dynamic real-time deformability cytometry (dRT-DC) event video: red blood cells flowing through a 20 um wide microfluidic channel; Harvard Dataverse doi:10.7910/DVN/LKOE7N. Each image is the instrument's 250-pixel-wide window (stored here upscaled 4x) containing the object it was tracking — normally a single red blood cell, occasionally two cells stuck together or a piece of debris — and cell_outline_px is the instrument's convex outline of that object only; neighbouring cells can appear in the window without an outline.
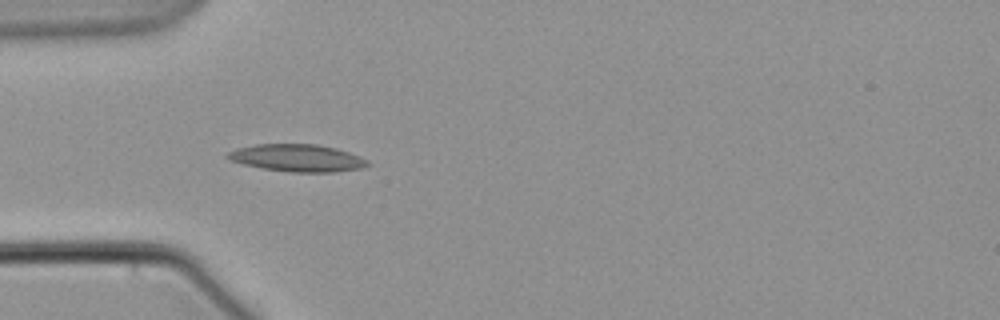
{"species": "common noctule bat (a hibernating species)", "species_latin": "Nyctalus noctula", "temperature_condition": "warm", "stored_images_in_passage": 6, "camera_frame_rate_fps": 3000, "um_per_image_px": 0.085, "animal": {"sex": "male", "body_mass_g": 21.5, "forearm_length_mm": 52.0}, "frame": {"image": 1, "passage_image": 5, "time_ms": 5.667, "image_size_px": [1000, 320], "cell_outline_px": [[372, 164], [364, 168], [336, 172], [288, 172], [264, 168], [244, 164], [228, 160], [224, 156], [228, 152], [236, 148], [256, 144], [316, 144], [336, 148], [360, 156], [368, 160]], "centroid_in_image_um": [25.29, 13.43], "position_along_channel_um": 59.7, "area_um2": 22.48}}
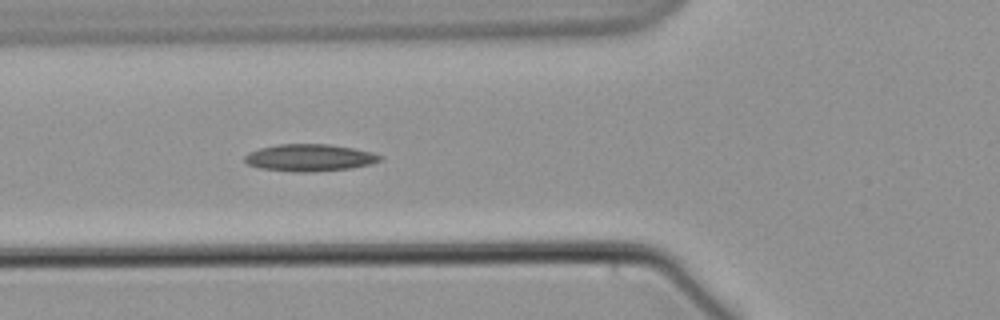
{"frame": {"image": 2, "passage_image": 6, "time_ms": 7.0, "image_size_px": [1000, 320], "cell_outline_px": [[380, 160], [372, 164], [352, 168], [312, 172], [292, 172], [260, 168], [248, 164], [244, 160], [244, 156], [248, 152], [260, 148], [280, 144], [328, 144], [352, 148], [372, 152], [380, 156]], "centroid_in_image_um": [26.29, 13.41], "position_along_channel_um": 99.5, "area_um2": 21.33}}